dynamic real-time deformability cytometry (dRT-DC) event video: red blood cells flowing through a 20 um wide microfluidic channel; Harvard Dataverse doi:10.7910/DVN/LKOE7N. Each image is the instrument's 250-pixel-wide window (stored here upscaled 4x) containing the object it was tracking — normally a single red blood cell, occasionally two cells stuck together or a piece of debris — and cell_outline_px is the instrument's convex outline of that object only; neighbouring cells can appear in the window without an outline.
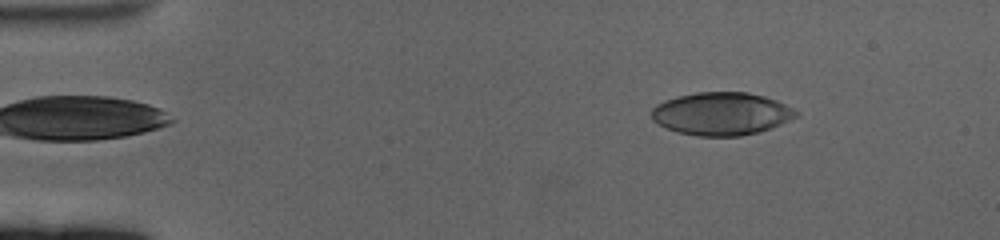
{"species": "human", "species_latin": "Homo sapiens", "temperature_condition": "cold", "stored_images_in_passage": 60, "camera_frame_rate_fps": 3000, "um_per_image_px": 0.085, "donor": {"sex": "female"}, "frame": {"image": 1, "passage_image": 8, "time_ms": 2.333, "image_size_px": [1000, 240], "cell_outline_px": [[800, 112], [796, 116], [772, 128], [760, 132], [740, 136], [696, 136], [676, 132], [664, 128], [656, 124], [652, 120], [652, 108], [656, 104], [664, 100], [676, 96], [696, 92], [748, 92], [764, 96], [776, 100]], "centroid_in_image_um": [61.28, 9.67], "position_along_channel_um": 23.7, "area_um2": 36.41}}
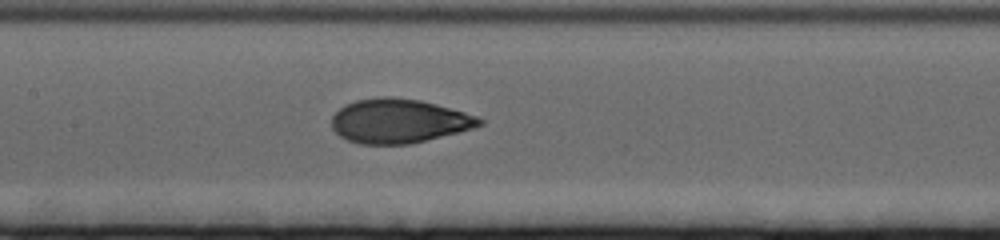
{"frame": {"image": 2, "passage_image": 29, "time_ms": 9.333, "image_size_px": [1000, 240], "cell_outline_px": [[484, 124], [476, 128], [412, 144], [360, 144], [348, 140], [340, 136], [332, 128], [332, 116], [344, 104], [356, 100], [376, 96], [392, 96], [420, 100], [436, 104], [464, 112], [476, 116], [484, 120]], "centroid_in_image_um": [33.91, 10.28], "position_along_channel_um": 173.5, "area_um2": 38.38}}
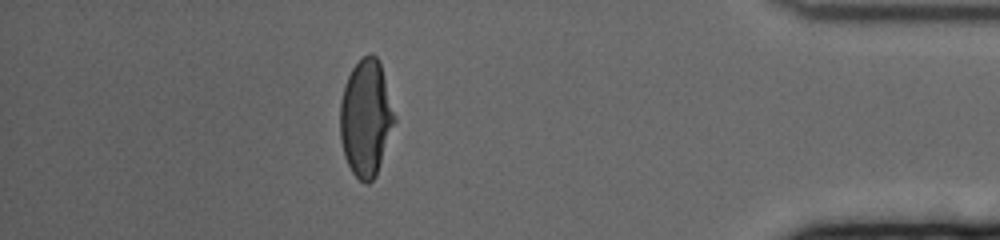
{"frame": {"image": 3, "passage_image": 53, "time_ms": 17.333, "image_size_px": [1000, 240], "cell_outline_px": [[396, 120], [376, 176], [368, 184], [364, 184], [352, 172], [344, 156], [340, 140], [340, 100], [344, 84], [352, 68], [368, 52], [372, 52], [380, 60], [396, 116]], "centroid_in_image_um": [31.11, 10.01], "position_along_channel_um": 404.1, "area_um2": 37.4}, "authors_computed_cell_mechanics": {"area_um2": 37.5989, "velocity_mm_per_s": 3.3683, "shape_relaxation_time_tau1_ms": 4.6718, "shape_relaxation_time_tau2_ms": 0.9872, "deformation_change_tau1": 0.213, "deformation_change_tau2": 0.0575}}